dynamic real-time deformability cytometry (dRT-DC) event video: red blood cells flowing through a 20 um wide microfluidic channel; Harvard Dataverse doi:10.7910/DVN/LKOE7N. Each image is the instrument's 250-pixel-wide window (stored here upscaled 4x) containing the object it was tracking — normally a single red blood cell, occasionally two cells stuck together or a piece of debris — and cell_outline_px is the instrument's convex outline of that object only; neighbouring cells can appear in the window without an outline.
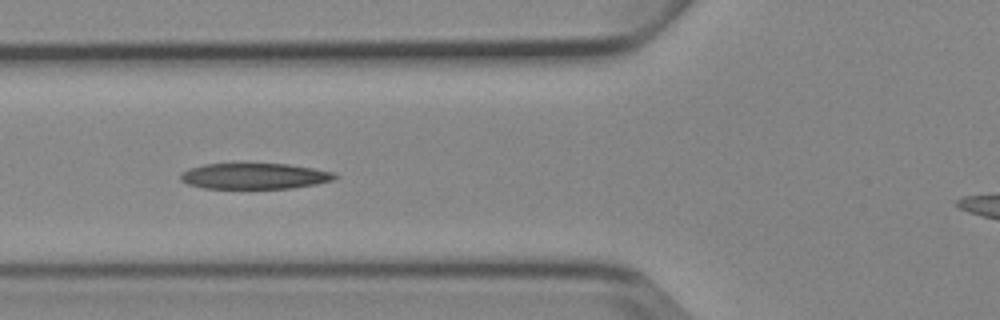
{"species": "Egyptian fruit bat (a non-hibernating species)", "species_latin": "Rousettus aegyptiacus", "temperature_condition": "cold", "stored_images_in_passage": 7, "camera_frame_rate_fps": 3000, "um_per_image_px": 0.085, "animal": {"sex": "female"}, "frame": {"image": 1, "passage_image": 5, "time_ms": 4.667, "image_size_px": [1000, 320], "cell_outline_px": [[340, 176], [332, 180], [316, 184], [292, 188], [204, 188], [188, 184], [180, 180], [180, 172], [188, 168], [204, 164], [288, 164], [312, 168], [332, 172]], "centroid_in_image_um": [21.6, 14.97], "position_along_channel_um": 104.2, "area_um2": 23.18}}
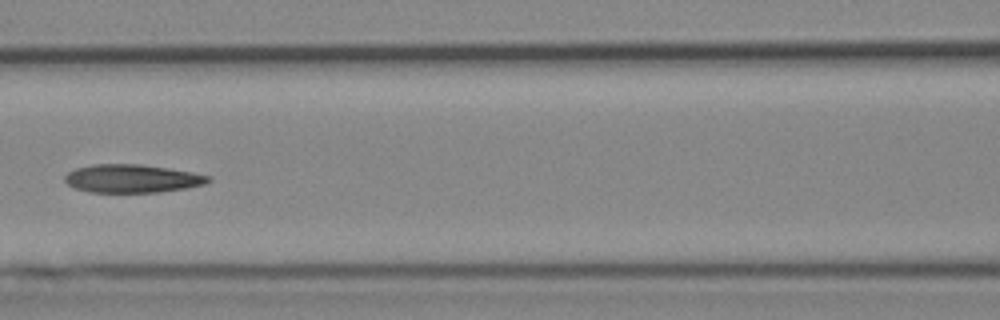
{"frame": {"image": 2, "passage_image": 6, "time_ms": 6.0, "image_size_px": [1000, 320], "cell_outline_px": [[212, 180], [204, 184], [188, 188], [160, 192], [88, 192], [76, 188], [68, 184], [64, 180], [64, 176], [68, 172], [76, 168], [92, 164], [140, 164], [168, 168], [192, 172], [212, 176]], "centroid_in_image_um": [11.25, 15.17], "position_along_channel_um": 155.4, "area_um2": 23.7}}
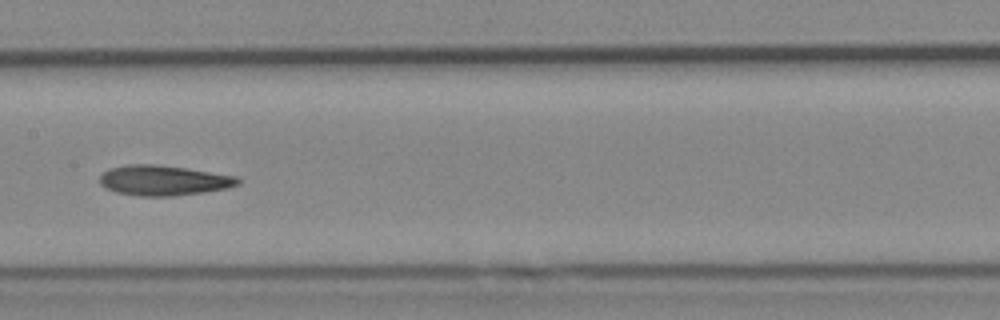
{"frame": {"image": 3, "passage_image": 7, "time_ms": 7.0, "image_size_px": [1000, 320], "cell_outline_px": [[240, 184], [228, 188], [204, 192], [172, 196], [140, 196], [116, 192], [104, 188], [100, 184], [100, 176], [108, 168], [128, 164], [156, 164], [184, 168], [236, 176], [240, 180]], "centroid_in_image_um": [13.87, 15.33], "position_along_channel_um": 193.5, "area_um2": 24.28}}